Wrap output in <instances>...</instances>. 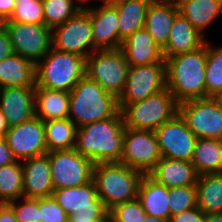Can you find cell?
I'll return each mask as SVG.
<instances>
[{
	"mask_svg": "<svg viewBox=\"0 0 222 222\" xmlns=\"http://www.w3.org/2000/svg\"><path fill=\"white\" fill-rule=\"evenodd\" d=\"M124 129L123 115L119 110L109 119L77 128L74 149L94 164L120 162Z\"/></svg>",
	"mask_w": 222,
	"mask_h": 222,
	"instance_id": "obj_1",
	"label": "cell"
},
{
	"mask_svg": "<svg viewBox=\"0 0 222 222\" xmlns=\"http://www.w3.org/2000/svg\"><path fill=\"white\" fill-rule=\"evenodd\" d=\"M207 41L197 50L165 59L166 88L176 101L206 98Z\"/></svg>",
	"mask_w": 222,
	"mask_h": 222,
	"instance_id": "obj_2",
	"label": "cell"
},
{
	"mask_svg": "<svg viewBox=\"0 0 222 222\" xmlns=\"http://www.w3.org/2000/svg\"><path fill=\"white\" fill-rule=\"evenodd\" d=\"M69 95L68 118L77 128L109 119L119 111L118 99L86 75L74 86Z\"/></svg>",
	"mask_w": 222,
	"mask_h": 222,
	"instance_id": "obj_3",
	"label": "cell"
},
{
	"mask_svg": "<svg viewBox=\"0 0 222 222\" xmlns=\"http://www.w3.org/2000/svg\"><path fill=\"white\" fill-rule=\"evenodd\" d=\"M143 176L141 171L120 162L94 164L92 172L97 195L108 210L118 203L136 199Z\"/></svg>",
	"mask_w": 222,
	"mask_h": 222,
	"instance_id": "obj_4",
	"label": "cell"
},
{
	"mask_svg": "<svg viewBox=\"0 0 222 222\" xmlns=\"http://www.w3.org/2000/svg\"><path fill=\"white\" fill-rule=\"evenodd\" d=\"M85 71V57L51 48L36 64V87L70 92Z\"/></svg>",
	"mask_w": 222,
	"mask_h": 222,
	"instance_id": "obj_5",
	"label": "cell"
},
{
	"mask_svg": "<svg viewBox=\"0 0 222 222\" xmlns=\"http://www.w3.org/2000/svg\"><path fill=\"white\" fill-rule=\"evenodd\" d=\"M179 103L165 88L142 101L118 104L126 128L155 131L178 114Z\"/></svg>",
	"mask_w": 222,
	"mask_h": 222,
	"instance_id": "obj_6",
	"label": "cell"
},
{
	"mask_svg": "<svg viewBox=\"0 0 222 222\" xmlns=\"http://www.w3.org/2000/svg\"><path fill=\"white\" fill-rule=\"evenodd\" d=\"M129 67L120 48L95 50L86 58L85 75L118 99L124 91Z\"/></svg>",
	"mask_w": 222,
	"mask_h": 222,
	"instance_id": "obj_7",
	"label": "cell"
},
{
	"mask_svg": "<svg viewBox=\"0 0 222 222\" xmlns=\"http://www.w3.org/2000/svg\"><path fill=\"white\" fill-rule=\"evenodd\" d=\"M52 48L85 58L94 51L90 14L84 8L52 28Z\"/></svg>",
	"mask_w": 222,
	"mask_h": 222,
	"instance_id": "obj_8",
	"label": "cell"
},
{
	"mask_svg": "<svg viewBox=\"0 0 222 222\" xmlns=\"http://www.w3.org/2000/svg\"><path fill=\"white\" fill-rule=\"evenodd\" d=\"M54 190L78 187L92 180L94 163L74 148L49 152Z\"/></svg>",
	"mask_w": 222,
	"mask_h": 222,
	"instance_id": "obj_9",
	"label": "cell"
},
{
	"mask_svg": "<svg viewBox=\"0 0 222 222\" xmlns=\"http://www.w3.org/2000/svg\"><path fill=\"white\" fill-rule=\"evenodd\" d=\"M178 114L197 138L222 140V108L212 97L182 102Z\"/></svg>",
	"mask_w": 222,
	"mask_h": 222,
	"instance_id": "obj_10",
	"label": "cell"
},
{
	"mask_svg": "<svg viewBox=\"0 0 222 222\" xmlns=\"http://www.w3.org/2000/svg\"><path fill=\"white\" fill-rule=\"evenodd\" d=\"M13 52L37 64L52 48V28L46 25L7 21Z\"/></svg>",
	"mask_w": 222,
	"mask_h": 222,
	"instance_id": "obj_11",
	"label": "cell"
},
{
	"mask_svg": "<svg viewBox=\"0 0 222 222\" xmlns=\"http://www.w3.org/2000/svg\"><path fill=\"white\" fill-rule=\"evenodd\" d=\"M161 158L154 131L125 127L120 163L147 175Z\"/></svg>",
	"mask_w": 222,
	"mask_h": 222,
	"instance_id": "obj_12",
	"label": "cell"
},
{
	"mask_svg": "<svg viewBox=\"0 0 222 222\" xmlns=\"http://www.w3.org/2000/svg\"><path fill=\"white\" fill-rule=\"evenodd\" d=\"M166 88L165 62L141 66H130L123 93L118 104H130L142 101Z\"/></svg>",
	"mask_w": 222,
	"mask_h": 222,
	"instance_id": "obj_13",
	"label": "cell"
},
{
	"mask_svg": "<svg viewBox=\"0 0 222 222\" xmlns=\"http://www.w3.org/2000/svg\"><path fill=\"white\" fill-rule=\"evenodd\" d=\"M162 157L192 161L197 137L177 114L154 131Z\"/></svg>",
	"mask_w": 222,
	"mask_h": 222,
	"instance_id": "obj_14",
	"label": "cell"
},
{
	"mask_svg": "<svg viewBox=\"0 0 222 222\" xmlns=\"http://www.w3.org/2000/svg\"><path fill=\"white\" fill-rule=\"evenodd\" d=\"M5 139L17 161H24L48 153L44 121L36 116L19 125L9 127Z\"/></svg>",
	"mask_w": 222,
	"mask_h": 222,
	"instance_id": "obj_15",
	"label": "cell"
},
{
	"mask_svg": "<svg viewBox=\"0 0 222 222\" xmlns=\"http://www.w3.org/2000/svg\"><path fill=\"white\" fill-rule=\"evenodd\" d=\"M92 24V39L95 50L120 48L122 40L118 35V13L113 4L84 8Z\"/></svg>",
	"mask_w": 222,
	"mask_h": 222,
	"instance_id": "obj_16",
	"label": "cell"
},
{
	"mask_svg": "<svg viewBox=\"0 0 222 222\" xmlns=\"http://www.w3.org/2000/svg\"><path fill=\"white\" fill-rule=\"evenodd\" d=\"M35 87L0 89V109L9 127L19 125L35 116Z\"/></svg>",
	"mask_w": 222,
	"mask_h": 222,
	"instance_id": "obj_17",
	"label": "cell"
},
{
	"mask_svg": "<svg viewBox=\"0 0 222 222\" xmlns=\"http://www.w3.org/2000/svg\"><path fill=\"white\" fill-rule=\"evenodd\" d=\"M24 198L51 197L54 191L49 152L39 157L22 161Z\"/></svg>",
	"mask_w": 222,
	"mask_h": 222,
	"instance_id": "obj_18",
	"label": "cell"
},
{
	"mask_svg": "<svg viewBox=\"0 0 222 222\" xmlns=\"http://www.w3.org/2000/svg\"><path fill=\"white\" fill-rule=\"evenodd\" d=\"M120 49L129 66L165 62L162 49L145 28L137 30L123 40Z\"/></svg>",
	"mask_w": 222,
	"mask_h": 222,
	"instance_id": "obj_19",
	"label": "cell"
},
{
	"mask_svg": "<svg viewBox=\"0 0 222 222\" xmlns=\"http://www.w3.org/2000/svg\"><path fill=\"white\" fill-rule=\"evenodd\" d=\"M202 35L183 15L176 14L169 39L162 50L164 59L199 49L206 43Z\"/></svg>",
	"mask_w": 222,
	"mask_h": 222,
	"instance_id": "obj_20",
	"label": "cell"
},
{
	"mask_svg": "<svg viewBox=\"0 0 222 222\" xmlns=\"http://www.w3.org/2000/svg\"><path fill=\"white\" fill-rule=\"evenodd\" d=\"M178 13L174 0H153L148 7L144 28L163 50L170 35V29Z\"/></svg>",
	"mask_w": 222,
	"mask_h": 222,
	"instance_id": "obj_21",
	"label": "cell"
},
{
	"mask_svg": "<svg viewBox=\"0 0 222 222\" xmlns=\"http://www.w3.org/2000/svg\"><path fill=\"white\" fill-rule=\"evenodd\" d=\"M167 188L196 185L197 173L191 161L162 157L147 174Z\"/></svg>",
	"mask_w": 222,
	"mask_h": 222,
	"instance_id": "obj_22",
	"label": "cell"
},
{
	"mask_svg": "<svg viewBox=\"0 0 222 222\" xmlns=\"http://www.w3.org/2000/svg\"><path fill=\"white\" fill-rule=\"evenodd\" d=\"M52 197L68 216L76 214L80 209L106 208L97 195L93 180L82 186L54 190Z\"/></svg>",
	"mask_w": 222,
	"mask_h": 222,
	"instance_id": "obj_23",
	"label": "cell"
},
{
	"mask_svg": "<svg viewBox=\"0 0 222 222\" xmlns=\"http://www.w3.org/2000/svg\"><path fill=\"white\" fill-rule=\"evenodd\" d=\"M35 86V63L15 53L0 61V89Z\"/></svg>",
	"mask_w": 222,
	"mask_h": 222,
	"instance_id": "obj_24",
	"label": "cell"
},
{
	"mask_svg": "<svg viewBox=\"0 0 222 222\" xmlns=\"http://www.w3.org/2000/svg\"><path fill=\"white\" fill-rule=\"evenodd\" d=\"M137 199L148 215L168 222L171 213L166 186L158 184L148 175H144L139 184Z\"/></svg>",
	"mask_w": 222,
	"mask_h": 222,
	"instance_id": "obj_25",
	"label": "cell"
},
{
	"mask_svg": "<svg viewBox=\"0 0 222 222\" xmlns=\"http://www.w3.org/2000/svg\"><path fill=\"white\" fill-rule=\"evenodd\" d=\"M69 92L35 86V116L42 121L68 118Z\"/></svg>",
	"mask_w": 222,
	"mask_h": 222,
	"instance_id": "obj_26",
	"label": "cell"
},
{
	"mask_svg": "<svg viewBox=\"0 0 222 222\" xmlns=\"http://www.w3.org/2000/svg\"><path fill=\"white\" fill-rule=\"evenodd\" d=\"M178 12L202 35L222 13V0H176Z\"/></svg>",
	"mask_w": 222,
	"mask_h": 222,
	"instance_id": "obj_27",
	"label": "cell"
},
{
	"mask_svg": "<svg viewBox=\"0 0 222 222\" xmlns=\"http://www.w3.org/2000/svg\"><path fill=\"white\" fill-rule=\"evenodd\" d=\"M153 0H123L113 4L118 13V35L123 41L143 29L146 13Z\"/></svg>",
	"mask_w": 222,
	"mask_h": 222,
	"instance_id": "obj_28",
	"label": "cell"
},
{
	"mask_svg": "<svg viewBox=\"0 0 222 222\" xmlns=\"http://www.w3.org/2000/svg\"><path fill=\"white\" fill-rule=\"evenodd\" d=\"M191 162L198 176L222 173V140L197 138Z\"/></svg>",
	"mask_w": 222,
	"mask_h": 222,
	"instance_id": "obj_29",
	"label": "cell"
},
{
	"mask_svg": "<svg viewBox=\"0 0 222 222\" xmlns=\"http://www.w3.org/2000/svg\"><path fill=\"white\" fill-rule=\"evenodd\" d=\"M197 206L205 213H222V173L197 177Z\"/></svg>",
	"mask_w": 222,
	"mask_h": 222,
	"instance_id": "obj_30",
	"label": "cell"
},
{
	"mask_svg": "<svg viewBox=\"0 0 222 222\" xmlns=\"http://www.w3.org/2000/svg\"><path fill=\"white\" fill-rule=\"evenodd\" d=\"M76 130V125L69 118L44 121L48 152L73 149L75 147Z\"/></svg>",
	"mask_w": 222,
	"mask_h": 222,
	"instance_id": "obj_31",
	"label": "cell"
},
{
	"mask_svg": "<svg viewBox=\"0 0 222 222\" xmlns=\"http://www.w3.org/2000/svg\"><path fill=\"white\" fill-rule=\"evenodd\" d=\"M24 197L22 161L0 167V203Z\"/></svg>",
	"mask_w": 222,
	"mask_h": 222,
	"instance_id": "obj_32",
	"label": "cell"
},
{
	"mask_svg": "<svg viewBox=\"0 0 222 222\" xmlns=\"http://www.w3.org/2000/svg\"><path fill=\"white\" fill-rule=\"evenodd\" d=\"M206 98L222 90V46L214 47L207 41Z\"/></svg>",
	"mask_w": 222,
	"mask_h": 222,
	"instance_id": "obj_33",
	"label": "cell"
},
{
	"mask_svg": "<svg viewBox=\"0 0 222 222\" xmlns=\"http://www.w3.org/2000/svg\"><path fill=\"white\" fill-rule=\"evenodd\" d=\"M76 0H42L45 25L53 28L74 16L80 9Z\"/></svg>",
	"mask_w": 222,
	"mask_h": 222,
	"instance_id": "obj_34",
	"label": "cell"
},
{
	"mask_svg": "<svg viewBox=\"0 0 222 222\" xmlns=\"http://www.w3.org/2000/svg\"><path fill=\"white\" fill-rule=\"evenodd\" d=\"M7 21L45 25L42 0H18Z\"/></svg>",
	"mask_w": 222,
	"mask_h": 222,
	"instance_id": "obj_35",
	"label": "cell"
},
{
	"mask_svg": "<svg viewBox=\"0 0 222 222\" xmlns=\"http://www.w3.org/2000/svg\"><path fill=\"white\" fill-rule=\"evenodd\" d=\"M171 215L197 207L196 185L168 188Z\"/></svg>",
	"mask_w": 222,
	"mask_h": 222,
	"instance_id": "obj_36",
	"label": "cell"
},
{
	"mask_svg": "<svg viewBox=\"0 0 222 222\" xmlns=\"http://www.w3.org/2000/svg\"><path fill=\"white\" fill-rule=\"evenodd\" d=\"M146 216L147 213L137 198L114 205L108 213L112 222H142Z\"/></svg>",
	"mask_w": 222,
	"mask_h": 222,
	"instance_id": "obj_37",
	"label": "cell"
},
{
	"mask_svg": "<svg viewBox=\"0 0 222 222\" xmlns=\"http://www.w3.org/2000/svg\"><path fill=\"white\" fill-rule=\"evenodd\" d=\"M8 202L18 222H41L39 199L20 198Z\"/></svg>",
	"mask_w": 222,
	"mask_h": 222,
	"instance_id": "obj_38",
	"label": "cell"
},
{
	"mask_svg": "<svg viewBox=\"0 0 222 222\" xmlns=\"http://www.w3.org/2000/svg\"><path fill=\"white\" fill-rule=\"evenodd\" d=\"M41 222H68V214L51 197L39 199Z\"/></svg>",
	"mask_w": 222,
	"mask_h": 222,
	"instance_id": "obj_39",
	"label": "cell"
},
{
	"mask_svg": "<svg viewBox=\"0 0 222 222\" xmlns=\"http://www.w3.org/2000/svg\"><path fill=\"white\" fill-rule=\"evenodd\" d=\"M108 213L107 208H85L74 215H69L68 220L104 221L108 218Z\"/></svg>",
	"mask_w": 222,
	"mask_h": 222,
	"instance_id": "obj_40",
	"label": "cell"
},
{
	"mask_svg": "<svg viewBox=\"0 0 222 222\" xmlns=\"http://www.w3.org/2000/svg\"><path fill=\"white\" fill-rule=\"evenodd\" d=\"M204 220L205 213L197 206L177 215H171L168 222H204Z\"/></svg>",
	"mask_w": 222,
	"mask_h": 222,
	"instance_id": "obj_41",
	"label": "cell"
},
{
	"mask_svg": "<svg viewBox=\"0 0 222 222\" xmlns=\"http://www.w3.org/2000/svg\"><path fill=\"white\" fill-rule=\"evenodd\" d=\"M5 138L0 139V167L16 162Z\"/></svg>",
	"mask_w": 222,
	"mask_h": 222,
	"instance_id": "obj_42",
	"label": "cell"
},
{
	"mask_svg": "<svg viewBox=\"0 0 222 222\" xmlns=\"http://www.w3.org/2000/svg\"><path fill=\"white\" fill-rule=\"evenodd\" d=\"M13 49L10 38L6 30L0 32V61L12 55Z\"/></svg>",
	"mask_w": 222,
	"mask_h": 222,
	"instance_id": "obj_43",
	"label": "cell"
},
{
	"mask_svg": "<svg viewBox=\"0 0 222 222\" xmlns=\"http://www.w3.org/2000/svg\"><path fill=\"white\" fill-rule=\"evenodd\" d=\"M0 222H18L13 209L7 203H0Z\"/></svg>",
	"mask_w": 222,
	"mask_h": 222,
	"instance_id": "obj_44",
	"label": "cell"
},
{
	"mask_svg": "<svg viewBox=\"0 0 222 222\" xmlns=\"http://www.w3.org/2000/svg\"><path fill=\"white\" fill-rule=\"evenodd\" d=\"M17 2L15 0H0V14L7 20L12 15Z\"/></svg>",
	"mask_w": 222,
	"mask_h": 222,
	"instance_id": "obj_45",
	"label": "cell"
},
{
	"mask_svg": "<svg viewBox=\"0 0 222 222\" xmlns=\"http://www.w3.org/2000/svg\"><path fill=\"white\" fill-rule=\"evenodd\" d=\"M9 130V126L6 122L3 112L0 109V139L5 138L6 132Z\"/></svg>",
	"mask_w": 222,
	"mask_h": 222,
	"instance_id": "obj_46",
	"label": "cell"
},
{
	"mask_svg": "<svg viewBox=\"0 0 222 222\" xmlns=\"http://www.w3.org/2000/svg\"><path fill=\"white\" fill-rule=\"evenodd\" d=\"M204 222H222V213L205 214Z\"/></svg>",
	"mask_w": 222,
	"mask_h": 222,
	"instance_id": "obj_47",
	"label": "cell"
},
{
	"mask_svg": "<svg viewBox=\"0 0 222 222\" xmlns=\"http://www.w3.org/2000/svg\"><path fill=\"white\" fill-rule=\"evenodd\" d=\"M142 222H167V221L147 214L145 220H143Z\"/></svg>",
	"mask_w": 222,
	"mask_h": 222,
	"instance_id": "obj_48",
	"label": "cell"
},
{
	"mask_svg": "<svg viewBox=\"0 0 222 222\" xmlns=\"http://www.w3.org/2000/svg\"><path fill=\"white\" fill-rule=\"evenodd\" d=\"M212 98L222 108V90L217 92Z\"/></svg>",
	"mask_w": 222,
	"mask_h": 222,
	"instance_id": "obj_49",
	"label": "cell"
},
{
	"mask_svg": "<svg viewBox=\"0 0 222 222\" xmlns=\"http://www.w3.org/2000/svg\"><path fill=\"white\" fill-rule=\"evenodd\" d=\"M7 19L0 14V32L6 30Z\"/></svg>",
	"mask_w": 222,
	"mask_h": 222,
	"instance_id": "obj_50",
	"label": "cell"
},
{
	"mask_svg": "<svg viewBox=\"0 0 222 222\" xmlns=\"http://www.w3.org/2000/svg\"><path fill=\"white\" fill-rule=\"evenodd\" d=\"M78 2H81L82 4L80 5V7L81 8H87L88 6H87V2H89V1H91V0H77ZM100 1H102V3L103 4H107V0H100ZM84 3H86V6H85V4ZM84 4V5H83Z\"/></svg>",
	"mask_w": 222,
	"mask_h": 222,
	"instance_id": "obj_51",
	"label": "cell"
},
{
	"mask_svg": "<svg viewBox=\"0 0 222 222\" xmlns=\"http://www.w3.org/2000/svg\"><path fill=\"white\" fill-rule=\"evenodd\" d=\"M68 222H103V221L68 220Z\"/></svg>",
	"mask_w": 222,
	"mask_h": 222,
	"instance_id": "obj_52",
	"label": "cell"
},
{
	"mask_svg": "<svg viewBox=\"0 0 222 222\" xmlns=\"http://www.w3.org/2000/svg\"><path fill=\"white\" fill-rule=\"evenodd\" d=\"M119 1H123V0H107V4H115Z\"/></svg>",
	"mask_w": 222,
	"mask_h": 222,
	"instance_id": "obj_53",
	"label": "cell"
},
{
	"mask_svg": "<svg viewBox=\"0 0 222 222\" xmlns=\"http://www.w3.org/2000/svg\"><path fill=\"white\" fill-rule=\"evenodd\" d=\"M103 222H112V220L108 217V218L105 219Z\"/></svg>",
	"mask_w": 222,
	"mask_h": 222,
	"instance_id": "obj_54",
	"label": "cell"
}]
</instances>
